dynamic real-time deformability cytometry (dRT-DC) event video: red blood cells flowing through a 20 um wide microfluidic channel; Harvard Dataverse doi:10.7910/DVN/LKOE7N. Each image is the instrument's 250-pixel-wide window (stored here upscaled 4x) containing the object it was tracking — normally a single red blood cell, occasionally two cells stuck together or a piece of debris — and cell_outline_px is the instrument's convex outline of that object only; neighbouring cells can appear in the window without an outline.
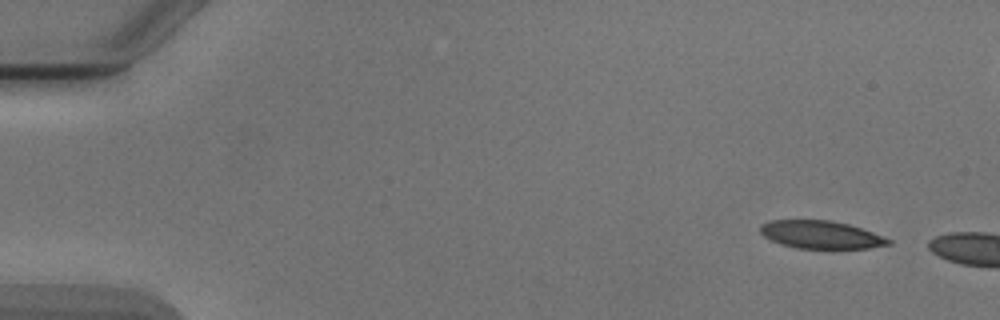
{"species": "Egyptian fruit bat (a non-hibernating species)", "species_latin": "Rousettus aegyptiacus", "temperature_condition": "cold", "stored_images_in_passage": 2, "camera_frame_rate_fps": 3000, "um_per_image_px": 0.085, "animal": {"sex": "male"}, "frame": {"image": 1, "passage_image": 1, "time_ms": 0.0, "image_size_px": [1000, 320], "cell_outline_px": [[892, 244], [868, 248], [832, 252], [796, 248], [780, 244], [764, 236], [760, 232], [760, 224], [772, 220], [832, 220], [848, 224], [872, 232], [892, 240]], "centroid_in_image_um": [69.81, 20.0], "position_along_channel_um": 15.2, "area_um2": 21.73}}